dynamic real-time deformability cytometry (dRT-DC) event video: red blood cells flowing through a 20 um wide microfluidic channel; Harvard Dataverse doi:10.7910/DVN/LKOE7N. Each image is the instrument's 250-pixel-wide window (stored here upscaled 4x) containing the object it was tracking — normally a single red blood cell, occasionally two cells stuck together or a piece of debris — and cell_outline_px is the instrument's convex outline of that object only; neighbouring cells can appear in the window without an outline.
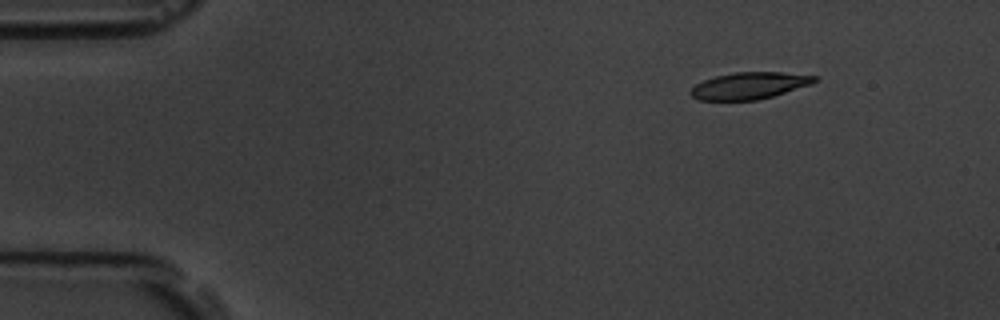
{"species": "common noctule bat (a hibernating species)", "species_latin": "Nyctalus noctula", "temperature_condition": "room temperature", "stored_images_in_passage": 6, "segment_of_instrument_passage": [2, 2], "camera_frame_rate_fps": 3000, "um_per_image_px": 0.085, "animal": {"sex": "male", "body_mass_g": 19.5, "forearm_length_mm": 54.6}, "frame": {"image": 1, "passage_image": 6, "time_ms": 6.0, "image_size_px": [1000, 320], "cell_outline_px": [[820, 80], [812, 84], [772, 96], [756, 100], [700, 100], [692, 96], [688, 92], [696, 84], [704, 80], [716, 76], [732, 72], [780, 72], [820, 76]], "centroid_in_image_um": [63.73, 7.27], "position_along_channel_um": 21.3, "area_um2": 19.42}}